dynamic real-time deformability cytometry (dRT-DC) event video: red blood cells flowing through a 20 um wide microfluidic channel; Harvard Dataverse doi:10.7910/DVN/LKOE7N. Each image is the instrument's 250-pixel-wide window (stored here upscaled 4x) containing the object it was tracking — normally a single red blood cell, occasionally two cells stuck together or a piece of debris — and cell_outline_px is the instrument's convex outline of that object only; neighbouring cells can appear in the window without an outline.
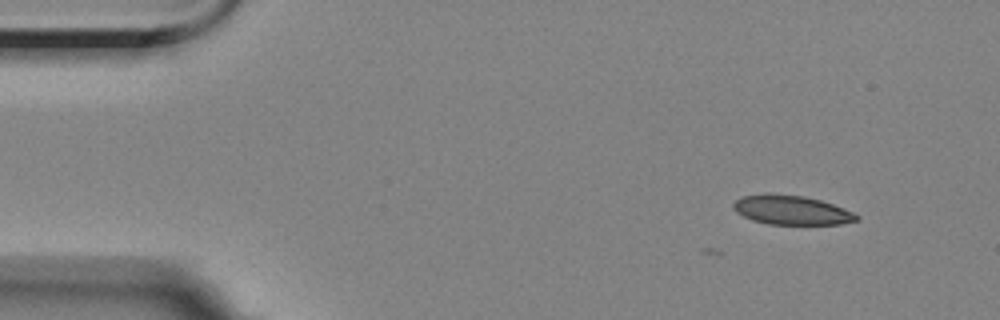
{"species": "Egyptian fruit bat (a non-hibernating species)", "species_latin": "Rousettus aegyptiacus", "temperature_condition": "room temperature", "stored_images_in_passage": 2, "camera_frame_rate_fps": 3000, "um_per_image_px": 0.085, "animal": {"sex": "female"}, "frame": {"image": 1, "passage_image": 2, "time_ms": 0.333, "image_size_px": [1000, 320], "cell_outline_px": [[860, 220], [840, 224], [768, 224], [752, 220], [736, 212], [732, 208], [732, 204], [736, 200], [744, 196], [804, 196], [820, 200], [844, 208], [860, 216]], "centroid_in_image_um": [67.33, 17.9], "position_along_channel_um": 17.7, "area_um2": 20.29}}